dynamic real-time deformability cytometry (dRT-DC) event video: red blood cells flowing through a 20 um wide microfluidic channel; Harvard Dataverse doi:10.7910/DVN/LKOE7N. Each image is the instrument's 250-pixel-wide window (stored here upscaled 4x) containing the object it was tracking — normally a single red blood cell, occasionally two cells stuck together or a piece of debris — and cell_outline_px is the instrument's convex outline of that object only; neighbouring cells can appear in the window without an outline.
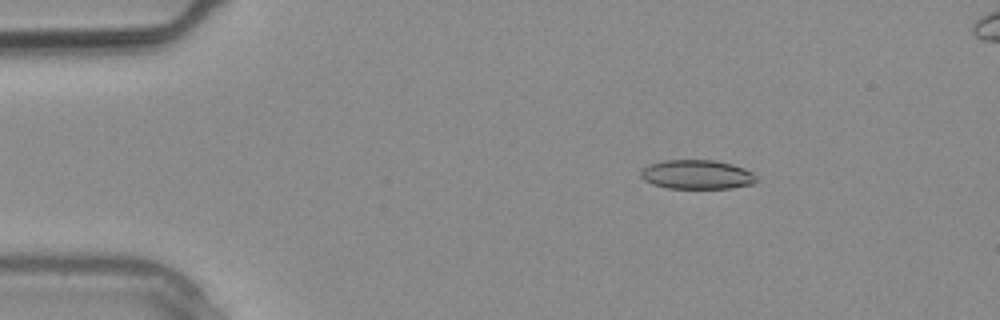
{"species": "common noctule bat (a hibernating species)", "species_latin": "Nyctalus noctula", "temperature_condition": "warm", "stored_images_in_passage": 3, "camera_frame_rate_fps": 3000, "um_per_image_px": 0.085, "animal": {"sex": "male", "body_mass_g": 20.4}, "frame": {"image": 1, "passage_image": 1, "time_ms": 0.0, "image_size_px": [1000, 320], "cell_outline_px": [[756, 180], [752, 184], [732, 188], [668, 188], [652, 184], [644, 180], [640, 176], [640, 172], [648, 164], [664, 160], [712, 160], [732, 164], [744, 168], [752, 172], [756, 176]], "centroid_in_image_um": [59.22, 14.83], "position_along_channel_um": 25.8, "area_um2": 19.65}}